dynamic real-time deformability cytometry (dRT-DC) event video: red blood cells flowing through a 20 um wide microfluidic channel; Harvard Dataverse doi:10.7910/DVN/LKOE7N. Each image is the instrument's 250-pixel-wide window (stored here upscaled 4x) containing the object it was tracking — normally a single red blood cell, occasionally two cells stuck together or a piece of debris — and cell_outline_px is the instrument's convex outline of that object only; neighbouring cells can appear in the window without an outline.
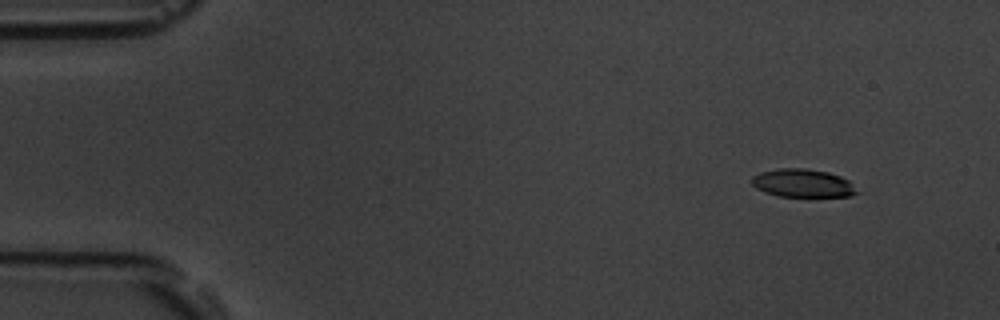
{"species": "common noctule bat (a hibernating species)", "species_latin": "Nyctalus noctula", "temperature_condition": "room temperature", "stored_images_in_passage": 50, "camera_frame_rate_fps": 3000, "um_per_image_px": 0.085, "animal": {"sex": "male", "body_mass_g": 19.5, "forearm_length_mm": 54.6}, "frame": {"image": 1, "passage_image": 1, "time_ms": 0.0, "image_size_px": [1000, 320], "cell_outline_px": [[860, 192], [852, 196], [776, 196], [764, 192], [756, 188], [752, 184], [752, 176], [760, 172], [780, 168], [804, 168], [828, 172], [840, 176], [848, 180]], "centroid_in_image_um": [68.23, 15.57], "position_along_channel_um": 16.8, "area_um2": 17.28}}
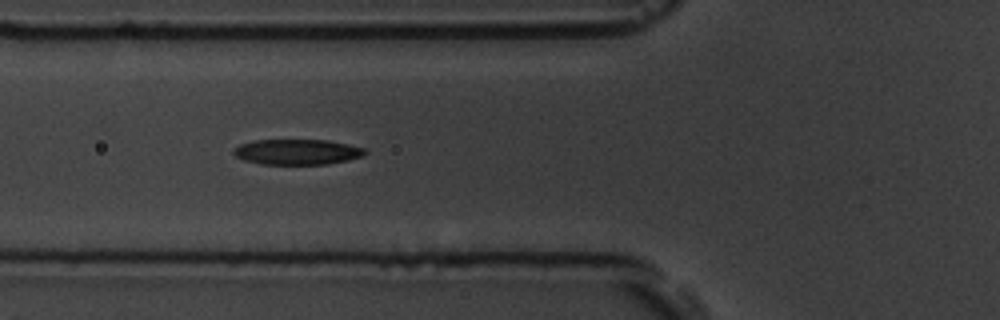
{"frame": {"image": 2, "passage_image": 16, "time_ms": 5.0, "image_size_px": [1000, 320], "cell_outline_px": [[368, 152], [364, 156], [348, 160], [328, 164], [260, 164], [244, 160], [236, 156], [232, 152], [232, 148], [240, 144], [252, 140], [328, 140], [348, 144], [364, 148]], "centroid_in_image_um": [25.25, 12.91], "position_along_channel_um": 100.5, "area_um2": 19.65}}
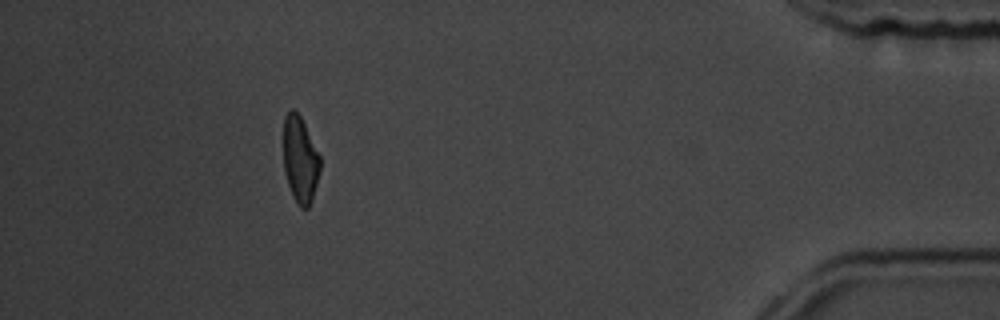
{"frame": {"image": 3, "passage_image": 45, "time_ms": 14.667, "image_size_px": [1000, 320], "cell_outline_px": [[320, 172], [312, 200], [308, 208], [300, 208], [292, 196], [284, 172], [284, 116], [288, 108], [292, 108], [300, 116], [320, 156]], "centroid_in_image_um": [25.5, 13.58], "position_along_channel_um": 409.7, "area_um2": 18.5}, "authors_computed_cell_mechanics": {"area_um2": 19.8832, "velocity_mm_per_s": 3.7821, "shape_relaxation_time_tau1_ms": 3.1866, "shape_relaxation_time_tau2_ms": 3.2677, "deformation_change_tau1": 0.1523, "deformation_change_tau2": 0.1165}}